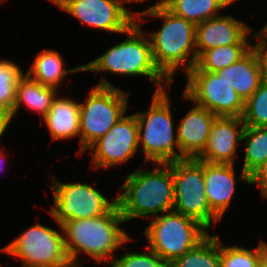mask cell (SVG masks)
<instances>
[{
	"instance_id": "5b68a950",
	"label": "cell",
	"mask_w": 267,
	"mask_h": 267,
	"mask_svg": "<svg viewBox=\"0 0 267 267\" xmlns=\"http://www.w3.org/2000/svg\"><path fill=\"white\" fill-rule=\"evenodd\" d=\"M167 90L154 92L146 112L135 113L138 143L142 144L144 162L168 164L180 160L177 134H174L173 115ZM175 147L179 152H176Z\"/></svg>"
},
{
	"instance_id": "6da1fadb",
	"label": "cell",
	"mask_w": 267,
	"mask_h": 267,
	"mask_svg": "<svg viewBox=\"0 0 267 267\" xmlns=\"http://www.w3.org/2000/svg\"><path fill=\"white\" fill-rule=\"evenodd\" d=\"M135 15L136 22L146 20L143 18L145 16L163 19L161 29L148 32L147 35L154 64L171 83L178 69L187 73L195 66L197 52L194 23L176 16L165 6H151L145 11L135 12Z\"/></svg>"
},
{
	"instance_id": "52a82bcc",
	"label": "cell",
	"mask_w": 267,
	"mask_h": 267,
	"mask_svg": "<svg viewBox=\"0 0 267 267\" xmlns=\"http://www.w3.org/2000/svg\"><path fill=\"white\" fill-rule=\"evenodd\" d=\"M144 229V237L149 243L147 247L168 265L209 235V230L200 222L174 210L151 218Z\"/></svg>"
},
{
	"instance_id": "9c48e42d",
	"label": "cell",
	"mask_w": 267,
	"mask_h": 267,
	"mask_svg": "<svg viewBox=\"0 0 267 267\" xmlns=\"http://www.w3.org/2000/svg\"><path fill=\"white\" fill-rule=\"evenodd\" d=\"M22 261V267H73L62 232L36 223L0 249Z\"/></svg>"
},
{
	"instance_id": "ba28073f",
	"label": "cell",
	"mask_w": 267,
	"mask_h": 267,
	"mask_svg": "<svg viewBox=\"0 0 267 267\" xmlns=\"http://www.w3.org/2000/svg\"><path fill=\"white\" fill-rule=\"evenodd\" d=\"M168 164L174 180L173 210L211 229V224L221 219L211 210L206 196L204 161L184 158Z\"/></svg>"
},
{
	"instance_id": "d590c367",
	"label": "cell",
	"mask_w": 267,
	"mask_h": 267,
	"mask_svg": "<svg viewBox=\"0 0 267 267\" xmlns=\"http://www.w3.org/2000/svg\"><path fill=\"white\" fill-rule=\"evenodd\" d=\"M256 267H265L264 265H262L260 262L256 265Z\"/></svg>"
},
{
	"instance_id": "e0dca14e",
	"label": "cell",
	"mask_w": 267,
	"mask_h": 267,
	"mask_svg": "<svg viewBox=\"0 0 267 267\" xmlns=\"http://www.w3.org/2000/svg\"><path fill=\"white\" fill-rule=\"evenodd\" d=\"M216 117L206 108L193 104L177 127L180 159H196L203 152Z\"/></svg>"
},
{
	"instance_id": "5bb4252c",
	"label": "cell",
	"mask_w": 267,
	"mask_h": 267,
	"mask_svg": "<svg viewBox=\"0 0 267 267\" xmlns=\"http://www.w3.org/2000/svg\"><path fill=\"white\" fill-rule=\"evenodd\" d=\"M244 128L242 117L217 116L211 126L207 144L196 159L235 165L237 147L238 143H242Z\"/></svg>"
},
{
	"instance_id": "e575fe53",
	"label": "cell",
	"mask_w": 267,
	"mask_h": 267,
	"mask_svg": "<svg viewBox=\"0 0 267 267\" xmlns=\"http://www.w3.org/2000/svg\"><path fill=\"white\" fill-rule=\"evenodd\" d=\"M5 155H6L5 152H3V151H2V148H0V163H1L0 165H1V166H3V164H4L3 162L6 161V160H5ZM2 169H3V168H0V170H2Z\"/></svg>"
},
{
	"instance_id": "83f0119b",
	"label": "cell",
	"mask_w": 267,
	"mask_h": 267,
	"mask_svg": "<svg viewBox=\"0 0 267 267\" xmlns=\"http://www.w3.org/2000/svg\"><path fill=\"white\" fill-rule=\"evenodd\" d=\"M258 263L257 248L251 250L237 245H223L220 242V267H256Z\"/></svg>"
},
{
	"instance_id": "8992f818",
	"label": "cell",
	"mask_w": 267,
	"mask_h": 267,
	"mask_svg": "<svg viewBox=\"0 0 267 267\" xmlns=\"http://www.w3.org/2000/svg\"><path fill=\"white\" fill-rule=\"evenodd\" d=\"M97 86L80 103V149L83 154L100 137L104 136L128 109L129 93L115 87L108 79L100 77Z\"/></svg>"
},
{
	"instance_id": "ac0fdd59",
	"label": "cell",
	"mask_w": 267,
	"mask_h": 267,
	"mask_svg": "<svg viewBox=\"0 0 267 267\" xmlns=\"http://www.w3.org/2000/svg\"><path fill=\"white\" fill-rule=\"evenodd\" d=\"M216 73L233 87L244 102L265 79L260 55L254 46L238 61Z\"/></svg>"
},
{
	"instance_id": "7c38bea8",
	"label": "cell",
	"mask_w": 267,
	"mask_h": 267,
	"mask_svg": "<svg viewBox=\"0 0 267 267\" xmlns=\"http://www.w3.org/2000/svg\"><path fill=\"white\" fill-rule=\"evenodd\" d=\"M76 17L85 26L106 32L124 34L136 21L125 0H48Z\"/></svg>"
},
{
	"instance_id": "f546056e",
	"label": "cell",
	"mask_w": 267,
	"mask_h": 267,
	"mask_svg": "<svg viewBox=\"0 0 267 267\" xmlns=\"http://www.w3.org/2000/svg\"><path fill=\"white\" fill-rule=\"evenodd\" d=\"M254 38H258V42L254 45L257 49L264 71V78L267 79V29L263 26L261 30L253 34Z\"/></svg>"
},
{
	"instance_id": "4dcf8cb0",
	"label": "cell",
	"mask_w": 267,
	"mask_h": 267,
	"mask_svg": "<svg viewBox=\"0 0 267 267\" xmlns=\"http://www.w3.org/2000/svg\"><path fill=\"white\" fill-rule=\"evenodd\" d=\"M251 184H257L262 198L267 200V160L250 176Z\"/></svg>"
},
{
	"instance_id": "f1b7e54d",
	"label": "cell",
	"mask_w": 267,
	"mask_h": 267,
	"mask_svg": "<svg viewBox=\"0 0 267 267\" xmlns=\"http://www.w3.org/2000/svg\"><path fill=\"white\" fill-rule=\"evenodd\" d=\"M148 252H128L110 261L111 267H169V265L149 247Z\"/></svg>"
},
{
	"instance_id": "603a6c76",
	"label": "cell",
	"mask_w": 267,
	"mask_h": 267,
	"mask_svg": "<svg viewBox=\"0 0 267 267\" xmlns=\"http://www.w3.org/2000/svg\"><path fill=\"white\" fill-rule=\"evenodd\" d=\"M219 234L208 235L196 247L177 257L169 267H220Z\"/></svg>"
},
{
	"instance_id": "9a60e30c",
	"label": "cell",
	"mask_w": 267,
	"mask_h": 267,
	"mask_svg": "<svg viewBox=\"0 0 267 267\" xmlns=\"http://www.w3.org/2000/svg\"><path fill=\"white\" fill-rule=\"evenodd\" d=\"M230 15L212 17L196 25L197 58L204 51L218 46L250 44L248 41L254 38V35L250 34L253 29L246 22L243 23Z\"/></svg>"
},
{
	"instance_id": "484cf974",
	"label": "cell",
	"mask_w": 267,
	"mask_h": 267,
	"mask_svg": "<svg viewBox=\"0 0 267 267\" xmlns=\"http://www.w3.org/2000/svg\"><path fill=\"white\" fill-rule=\"evenodd\" d=\"M13 61L0 59V111L11 114L16 100L18 81L24 76Z\"/></svg>"
},
{
	"instance_id": "836d02e7",
	"label": "cell",
	"mask_w": 267,
	"mask_h": 267,
	"mask_svg": "<svg viewBox=\"0 0 267 267\" xmlns=\"http://www.w3.org/2000/svg\"><path fill=\"white\" fill-rule=\"evenodd\" d=\"M126 3H144V1L146 2L147 0H125ZM169 0H158V2L153 5L154 6H165L168 3Z\"/></svg>"
},
{
	"instance_id": "4316f807",
	"label": "cell",
	"mask_w": 267,
	"mask_h": 267,
	"mask_svg": "<svg viewBox=\"0 0 267 267\" xmlns=\"http://www.w3.org/2000/svg\"><path fill=\"white\" fill-rule=\"evenodd\" d=\"M242 120L247 127H267V79L244 102Z\"/></svg>"
},
{
	"instance_id": "2e32d148",
	"label": "cell",
	"mask_w": 267,
	"mask_h": 267,
	"mask_svg": "<svg viewBox=\"0 0 267 267\" xmlns=\"http://www.w3.org/2000/svg\"><path fill=\"white\" fill-rule=\"evenodd\" d=\"M234 164L210 163L204 161V183L206 196L211 210L220 218L231 205L236 182L241 180L250 185V176L242 170L239 178L235 177Z\"/></svg>"
},
{
	"instance_id": "3957f363",
	"label": "cell",
	"mask_w": 267,
	"mask_h": 267,
	"mask_svg": "<svg viewBox=\"0 0 267 267\" xmlns=\"http://www.w3.org/2000/svg\"><path fill=\"white\" fill-rule=\"evenodd\" d=\"M157 165V166H156ZM155 169L129 173L118 192L117 204L126 222L150 219L173 210L174 180L169 164L155 163Z\"/></svg>"
},
{
	"instance_id": "7402d4cb",
	"label": "cell",
	"mask_w": 267,
	"mask_h": 267,
	"mask_svg": "<svg viewBox=\"0 0 267 267\" xmlns=\"http://www.w3.org/2000/svg\"><path fill=\"white\" fill-rule=\"evenodd\" d=\"M237 0H169L165 7L176 16L195 25L219 16L221 9L228 8Z\"/></svg>"
},
{
	"instance_id": "7a4b0ae2",
	"label": "cell",
	"mask_w": 267,
	"mask_h": 267,
	"mask_svg": "<svg viewBox=\"0 0 267 267\" xmlns=\"http://www.w3.org/2000/svg\"><path fill=\"white\" fill-rule=\"evenodd\" d=\"M126 223L116 204L107 214L86 219L65 221L59 225L63 232L65 250L73 267H82L81 252L99 263L110 264L114 252L132 240L120 224Z\"/></svg>"
},
{
	"instance_id": "ffe728a7",
	"label": "cell",
	"mask_w": 267,
	"mask_h": 267,
	"mask_svg": "<svg viewBox=\"0 0 267 267\" xmlns=\"http://www.w3.org/2000/svg\"><path fill=\"white\" fill-rule=\"evenodd\" d=\"M55 49H43L38 52L26 73L34 81L42 85L59 90L65 76L71 73L83 72V65L71 69H64L65 63Z\"/></svg>"
},
{
	"instance_id": "d6a6232c",
	"label": "cell",
	"mask_w": 267,
	"mask_h": 267,
	"mask_svg": "<svg viewBox=\"0 0 267 267\" xmlns=\"http://www.w3.org/2000/svg\"><path fill=\"white\" fill-rule=\"evenodd\" d=\"M259 262L267 267V243L261 240L257 246Z\"/></svg>"
},
{
	"instance_id": "d4e9b609",
	"label": "cell",
	"mask_w": 267,
	"mask_h": 267,
	"mask_svg": "<svg viewBox=\"0 0 267 267\" xmlns=\"http://www.w3.org/2000/svg\"><path fill=\"white\" fill-rule=\"evenodd\" d=\"M242 141H246L242 170L251 176L267 160V127L245 126Z\"/></svg>"
},
{
	"instance_id": "cb8c5ba5",
	"label": "cell",
	"mask_w": 267,
	"mask_h": 267,
	"mask_svg": "<svg viewBox=\"0 0 267 267\" xmlns=\"http://www.w3.org/2000/svg\"><path fill=\"white\" fill-rule=\"evenodd\" d=\"M253 46L252 44H234L209 49L197 58L195 67L201 71L217 72L238 61Z\"/></svg>"
},
{
	"instance_id": "8fae6325",
	"label": "cell",
	"mask_w": 267,
	"mask_h": 267,
	"mask_svg": "<svg viewBox=\"0 0 267 267\" xmlns=\"http://www.w3.org/2000/svg\"><path fill=\"white\" fill-rule=\"evenodd\" d=\"M186 76L183 99L206 108L216 116L242 117L243 99L216 72L201 71L194 66Z\"/></svg>"
},
{
	"instance_id": "1f68e13d",
	"label": "cell",
	"mask_w": 267,
	"mask_h": 267,
	"mask_svg": "<svg viewBox=\"0 0 267 267\" xmlns=\"http://www.w3.org/2000/svg\"><path fill=\"white\" fill-rule=\"evenodd\" d=\"M12 118L9 114L0 111V139L11 124ZM1 141V140H0ZM1 147V146H0Z\"/></svg>"
},
{
	"instance_id": "4fadbf2b",
	"label": "cell",
	"mask_w": 267,
	"mask_h": 267,
	"mask_svg": "<svg viewBox=\"0 0 267 267\" xmlns=\"http://www.w3.org/2000/svg\"><path fill=\"white\" fill-rule=\"evenodd\" d=\"M138 125L135 114L124 115L114 126L87 150L92 153V165L96 169H108L126 163L140 152Z\"/></svg>"
},
{
	"instance_id": "d6986e66",
	"label": "cell",
	"mask_w": 267,
	"mask_h": 267,
	"mask_svg": "<svg viewBox=\"0 0 267 267\" xmlns=\"http://www.w3.org/2000/svg\"><path fill=\"white\" fill-rule=\"evenodd\" d=\"M80 102L69 97H55L43 118L51 141L68 140L80 136Z\"/></svg>"
},
{
	"instance_id": "277c9868",
	"label": "cell",
	"mask_w": 267,
	"mask_h": 267,
	"mask_svg": "<svg viewBox=\"0 0 267 267\" xmlns=\"http://www.w3.org/2000/svg\"><path fill=\"white\" fill-rule=\"evenodd\" d=\"M144 25L134 22L124 33L126 40L117 43L95 60L83 64V72H110L122 76H147L156 86L155 92L171 87V82L155 66L151 43L148 35L142 30Z\"/></svg>"
},
{
	"instance_id": "44dd1931",
	"label": "cell",
	"mask_w": 267,
	"mask_h": 267,
	"mask_svg": "<svg viewBox=\"0 0 267 267\" xmlns=\"http://www.w3.org/2000/svg\"><path fill=\"white\" fill-rule=\"evenodd\" d=\"M58 92L57 89L44 86L25 74L16 87V100L10 114L11 118L18 115L19 109L25 105L29 110L41 114L43 119L49 112L55 97L59 95Z\"/></svg>"
},
{
	"instance_id": "30bf717a",
	"label": "cell",
	"mask_w": 267,
	"mask_h": 267,
	"mask_svg": "<svg viewBox=\"0 0 267 267\" xmlns=\"http://www.w3.org/2000/svg\"><path fill=\"white\" fill-rule=\"evenodd\" d=\"M50 178H53L49 188L53 191L54 202L47 211L57 224L101 216L107 214L117 204V198L109 201L88 183H62L54 175Z\"/></svg>"
}]
</instances>
